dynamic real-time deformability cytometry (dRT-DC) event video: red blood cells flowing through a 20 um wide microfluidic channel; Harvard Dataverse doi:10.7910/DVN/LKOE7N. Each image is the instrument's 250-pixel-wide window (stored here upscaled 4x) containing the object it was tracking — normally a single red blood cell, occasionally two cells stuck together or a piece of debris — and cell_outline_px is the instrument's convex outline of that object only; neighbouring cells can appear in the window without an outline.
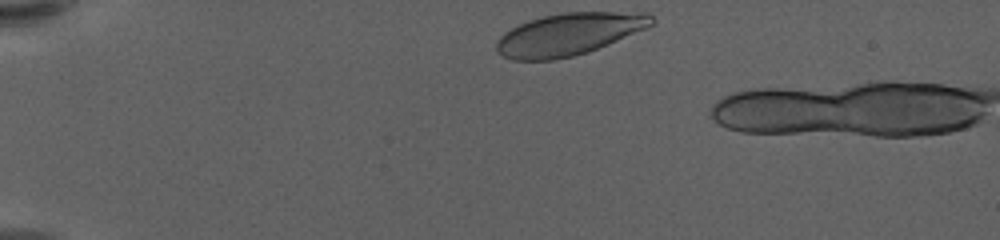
{"species": "human", "species_latin": "Homo sapiens", "temperature_condition": "warm", "stored_images_in_passage": 3, "camera_frame_rate_fps": 3000, "um_per_image_px": 0.085, "donor": {"sex": "female"}, "frame": {"image": 1, "passage_image": 1, "time_ms": 0.0, "image_size_px": [1000, 240], "cell_outline_px": [[656, 20], [648, 28], [588, 52], [572, 56], [552, 60], [512, 60], [496, 52], [496, 40], [504, 32], [528, 20], [544, 16], [564, 12], [648, 12]], "centroid_in_image_um": [48.37, 2.9], "position_along_channel_um": 36.6, "area_um2": 38.26}}